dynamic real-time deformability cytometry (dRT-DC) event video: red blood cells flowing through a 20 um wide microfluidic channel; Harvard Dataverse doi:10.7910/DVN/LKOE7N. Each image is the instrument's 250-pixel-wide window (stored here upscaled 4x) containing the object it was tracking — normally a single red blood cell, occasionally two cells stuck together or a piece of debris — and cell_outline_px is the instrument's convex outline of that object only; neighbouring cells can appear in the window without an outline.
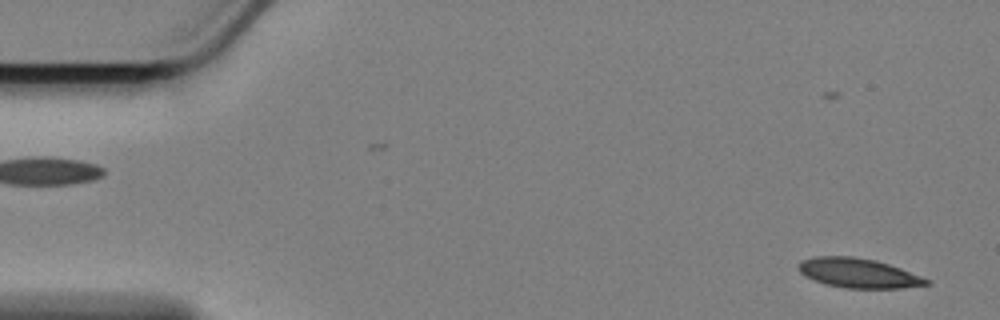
{"species": "Egyptian fruit bat (a non-hibernating species)", "species_latin": "Rousettus aegyptiacus", "temperature_condition": "cold", "stored_images_in_passage": 22, "camera_frame_rate_fps": 3000, "um_per_image_px": 0.085, "animal": {"sex": "female"}, "frame": {"image": 1, "passage_image": 2, "time_ms": 0.333, "image_size_px": [1000, 320], "cell_outline_px": [[932, 284], [900, 288], [844, 288], [824, 284], [804, 276], [800, 272], [800, 264], [804, 260], [812, 256], [852, 256], [876, 260], [900, 268], [932, 280]], "centroid_in_image_um": [73.0, 23.22], "position_along_channel_um": 12.0, "area_um2": 22.02}}
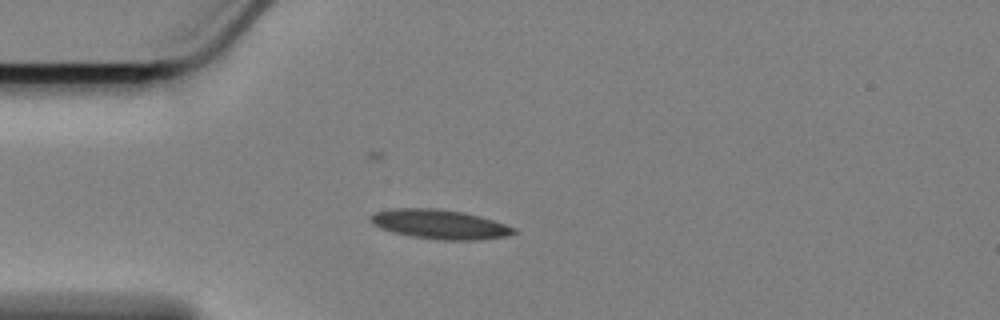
{"frame": {"image": 2, "passage_image": 14, "time_ms": 4.333, "image_size_px": [1000, 320], "cell_outline_px": [[516, 232], [508, 236], [480, 240], [436, 240], [412, 236], [392, 232], [380, 228], [372, 224], [372, 216], [376, 212], [392, 208], [440, 208], [464, 212], [480, 216], [516, 228]], "centroid_in_image_um": [37.4, 19.07], "position_along_channel_um": 47.6, "area_um2": 24.57}}